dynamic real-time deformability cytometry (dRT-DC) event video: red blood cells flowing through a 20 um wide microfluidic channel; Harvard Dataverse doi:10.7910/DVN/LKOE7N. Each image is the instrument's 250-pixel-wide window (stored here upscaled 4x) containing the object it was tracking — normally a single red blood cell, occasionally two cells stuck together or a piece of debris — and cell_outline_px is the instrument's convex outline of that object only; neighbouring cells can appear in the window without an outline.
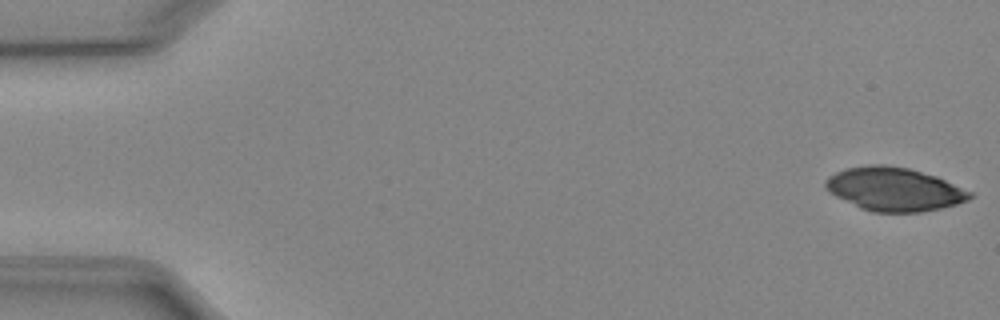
{"species": "Egyptian fruit bat (a non-hibernating species)", "species_latin": "Rousettus aegyptiacus", "temperature_condition": "cold", "stored_images_in_passage": 51, "camera_frame_rate_fps": 3000, "um_per_image_px": 0.085, "animal": {"sex": "female"}, "frame": {"image": 1, "passage_image": 1, "time_ms": 0.0, "image_size_px": [1000, 320], "cell_outline_px": [[972, 196], [968, 200], [956, 204], [940, 208], [920, 212], [872, 212], [860, 208], [828, 192], [824, 188], [824, 180], [828, 176], [836, 172], [848, 168], [868, 164], [884, 164], [908, 168], [936, 176], [972, 192]], "centroid_in_image_um": [75.97, 16.08], "position_along_channel_um": 9.0, "area_um2": 36.53}}